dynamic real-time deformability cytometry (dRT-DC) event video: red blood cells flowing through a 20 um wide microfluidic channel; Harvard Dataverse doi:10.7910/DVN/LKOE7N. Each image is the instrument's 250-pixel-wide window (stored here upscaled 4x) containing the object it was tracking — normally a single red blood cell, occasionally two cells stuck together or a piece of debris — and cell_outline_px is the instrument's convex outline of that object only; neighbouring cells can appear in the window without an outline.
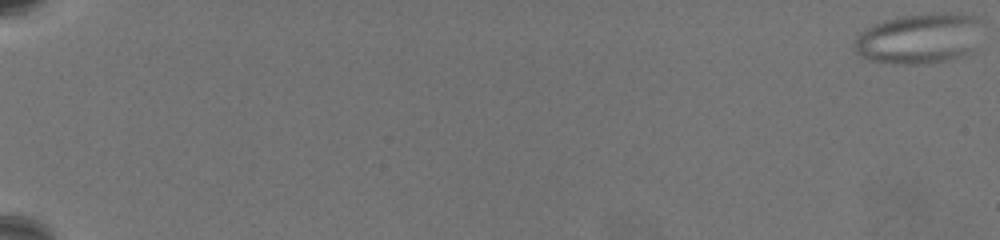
{"species": "common noctule bat (a hibernating species)", "species_latin": "Nyctalus noctula", "temperature_condition": "warm", "stored_images_in_passage": 69, "camera_frame_rate_fps": 3000, "um_per_image_px": 0.085, "animal": {"sex": "female", "body_mass_g": 19.5, "forearm_length_mm": 54.1}, "frame": {"image": 1, "passage_image": 1, "time_ms": 0.0, "image_size_px": [1000, 240], "cell_outline_px": [[984, 20], [976, 52], [968, 56], [952, 60], [924, 64], [892, 64], [868, 60], [860, 56], [852, 48], [852, 44], [856, 36], [864, 28], [884, 20], [900, 16], [936, 12], [964, 12], [976, 16]], "centroid_in_image_um": [78.23, 3.27], "position_along_channel_um": 6.8, "area_um2": 39.48}}
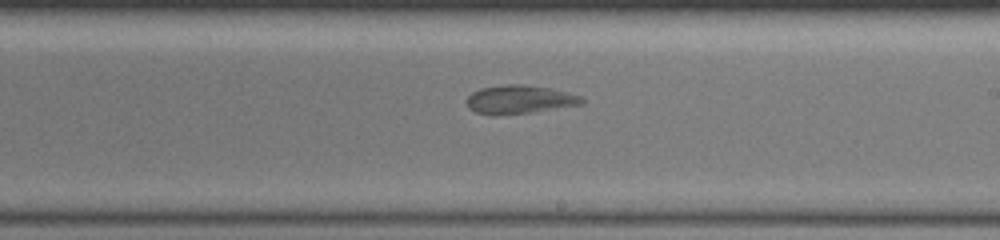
{"frame": {"image": 2, "passage_image": 45, "time_ms": 14.667, "image_size_px": [1000, 240], "cell_outline_px": [[584, 104], [532, 112], [476, 112], [468, 108], [468, 96], [472, 92], [480, 88], [504, 84], [524, 84], [552, 88], [568, 92], [580, 96], [584, 100]], "centroid_in_image_um": [44.23, 8.4], "position_along_channel_um": 244.8, "area_um2": 18.5}}
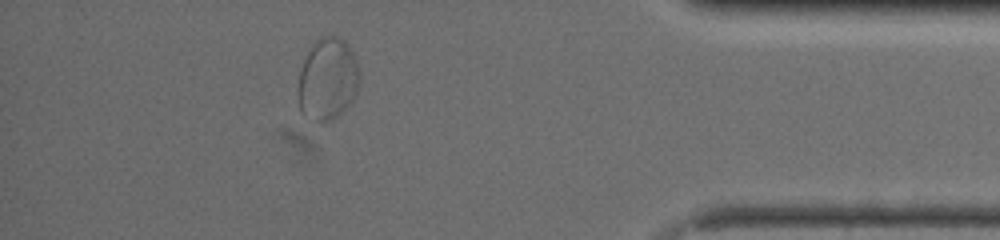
{"frame": {"image": 3, "passage_image": 63, "time_ms": 20.667, "image_size_px": [1000, 240], "cell_outline_px": [[360, 80], [356, 92], [352, 100], [340, 112], [328, 120], [308, 120], [300, 112], [300, 72], [304, 60], [312, 44], [320, 36], [340, 36], [348, 44], [356, 60], [360, 72]], "centroid_in_image_um": [27.87, 6.68], "position_along_channel_um": 407.3, "area_um2": 28.9}, "authors_computed_cell_mechanics": {"area_um2": 28.4376, "velocity_mm_per_s": 3.234, "shape_relaxation_time_tau1_ms": null, "shape_relaxation_time_tau2_ms": 1.5199, "deformation_change_tau1": null, "deformation_change_tau2": 0.0575}}